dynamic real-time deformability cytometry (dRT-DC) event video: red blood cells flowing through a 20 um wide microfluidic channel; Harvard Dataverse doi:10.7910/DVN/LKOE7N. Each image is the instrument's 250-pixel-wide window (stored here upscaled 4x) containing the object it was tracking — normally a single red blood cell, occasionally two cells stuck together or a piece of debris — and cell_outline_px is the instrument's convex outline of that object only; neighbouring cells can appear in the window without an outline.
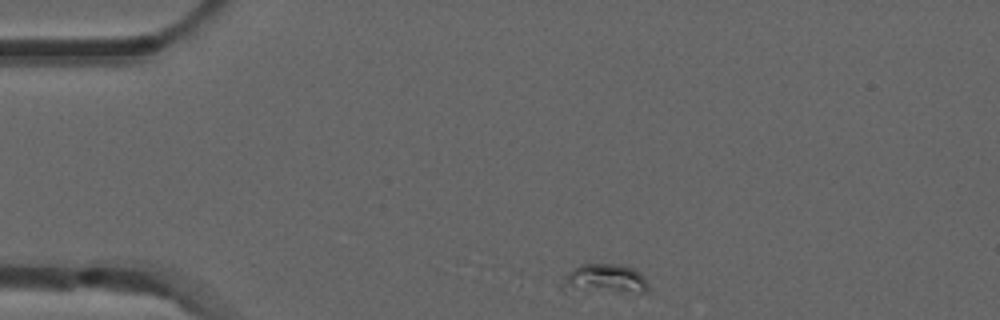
{"species": "common noctule bat (a hibernating species)", "species_latin": "Nyctalus noctula", "temperature_condition": "room temperature", "stored_images_in_passage": 3, "camera_frame_rate_fps": 3000, "um_per_image_px": 0.085, "animal": {"sex": "male", "forearm_length_mm": 52.5}, "frame": {"image": 1, "passage_image": 1, "time_ms": 0.0, "image_size_px": [1000, 320], "cell_outline_px": [[648, 292], [640, 292], [556, 284], [572, 268], [580, 264], [620, 264], [632, 268], [640, 272], [644, 276], [648, 284]], "centroid_in_image_um": [51.51, 23.6], "position_along_channel_um": 33.5, "area_um2": 13.41}}